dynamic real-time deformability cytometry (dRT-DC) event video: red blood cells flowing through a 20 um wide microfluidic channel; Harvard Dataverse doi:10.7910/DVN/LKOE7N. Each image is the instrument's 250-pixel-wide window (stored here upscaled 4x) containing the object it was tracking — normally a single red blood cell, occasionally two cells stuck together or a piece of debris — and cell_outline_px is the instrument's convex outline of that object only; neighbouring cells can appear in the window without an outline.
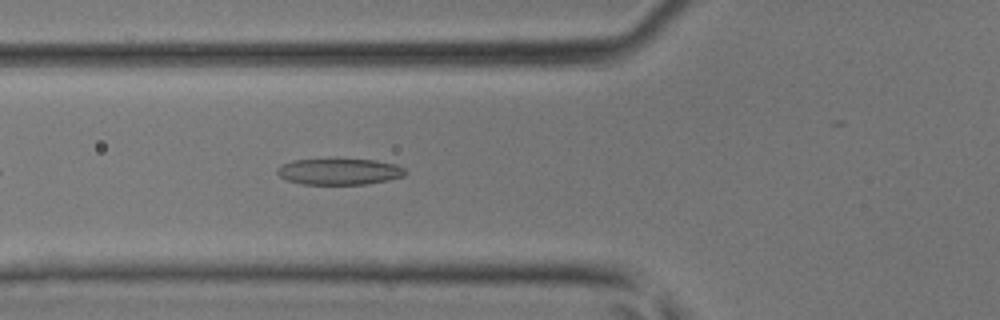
{"species": "common noctule bat (a hibernating species)", "species_latin": "Nyctalus noctula", "temperature_condition": "room temperature", "stored_images_in_passage": 22, "camera_frame_rate_fps": 3000, "um_per_image_px": 0.085, "animal": {"sex": "male", "body_mass_g": 17.9, "forearm_length_mm": 54.2}, "frame": {"image": 1, "passage_image": 6, "time_ms": 1.667, "image_size_px": [1000, 320], "cell_outline_px": [[408, 172], [404, 176], [388, 180], [364, 184], [304, 184], [288, 180], [280, 176], [276, 172], [276, 168], [280, 164], [292, 160], [376, 160], [396, 164], [404, 168]], "centroid_in_image_um": [28.85, 14.59], "position_along_channel_um": 97.0, "area_um2": 19.42}}
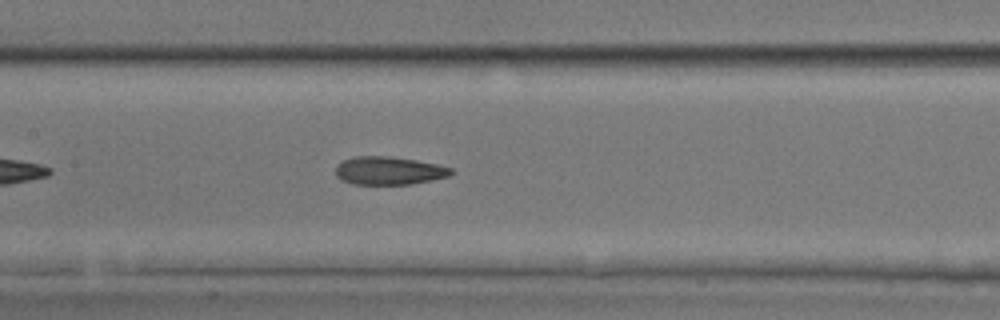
{"frame": {"image": 2, "passage_image": 11, "time_ms": 3.333, "image_size_px": [1000, 320], "cell_outline_px": [[452, 172], [448, 176], [432, 180], [412, 184], [352, 184], [340, 180], [336, 176], [336, 164], [344, 160], [356, 156], [388, 156], [416, 160], [436, 164], [452, 168]], "centroid_in_image_um": [33.02, 14.51], "position_along_channel_um": 174.4, "area_um2": 18.9}}
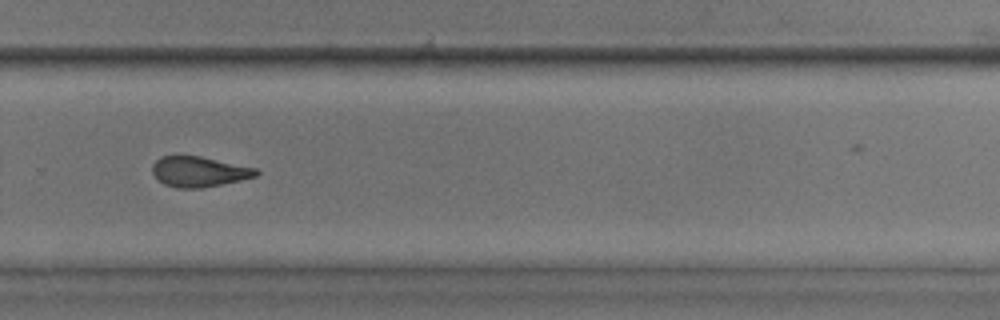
{"frame": {"image": 3, "passage_image": 20, "time_ms": 6.333, "image_size_px": [1000, 320], "cell_outline_px": [[260, 172], [256, 176], [220, 184], [200, 188], [176, 188], [164, 184], [152, 172], [152, 164], [160, 156], [176, 152], [180, 152], [200, 156], [256, 168]], "centroid_in_image_um": [16.83, 14.53], "position_along_channel_um": 313.0, "area_um2": 18.73}}